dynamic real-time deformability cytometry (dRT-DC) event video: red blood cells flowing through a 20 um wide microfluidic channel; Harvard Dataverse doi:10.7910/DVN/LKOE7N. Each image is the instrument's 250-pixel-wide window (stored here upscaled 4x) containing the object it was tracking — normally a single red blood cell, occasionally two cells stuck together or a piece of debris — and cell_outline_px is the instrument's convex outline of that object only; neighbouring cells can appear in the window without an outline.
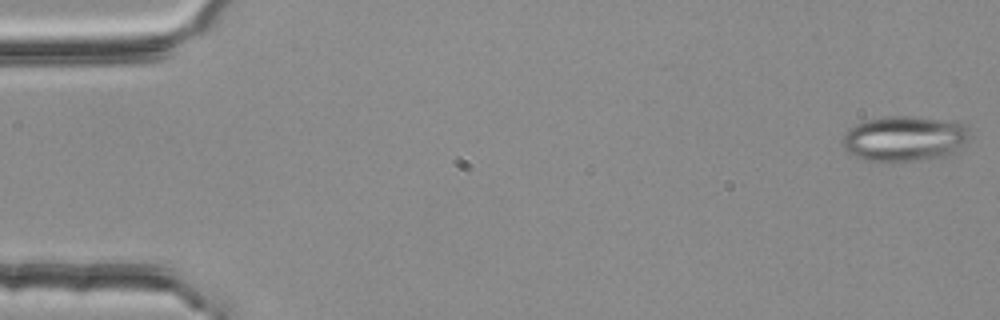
{"species": "common noctule bat (a hibernating species)", "species_latin": "Nyctalus noctula", "temperature_condition": "room temperature", "stored_images_in_passage": 54, "segment_of_instrument_passage": [1, 2], "camera_frame_rate_fps": 3000, "um_per_image_px": 0.085, "animal": {"sex": "female", "body_mass_g": 25.1}, "frame": {"image": 1, "passage_image": 1, "time_ms": 0.0, "image_size_px": [1000, 320], "cell_outline_px": [[972, 136], [948, 156], [884, 164], [864, 160], [848, 152], [844, 148], [840, 140], [848, 128], [864, 120], [884, 116], [908, 116], [964, 124], [968, 128]], "centroid_in_image_um": [76.8, 11.81], "position_along_channel_um": 8.2, "area_um2": 33.99}}